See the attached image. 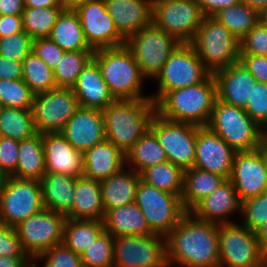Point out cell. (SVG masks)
<instances>
[{"mask_svg":"<svg viewBox=\"0 0 267 267\" xmlns=\"http://www.w3.org/2000/svg\"><path fill=\"white\" fill-rule=\"evenodd\" d=\"M165 239L168 267H219L218 224L186 212Z\"/></svg>","mask_w":267,"mask_h":267,"instance_id":"1","label":"cell"},{"mask_svg":"<svg viewBox=\"0 0 267 267\" xmlns=\"http://www.w3.org/2000/svg\"><path fill=\"white\" fill-rule=\"evenodd\" d=\"M102 114L106 140L126 154L149 130L156 105L151 98L116 99Z\"/></svg>","mask_w":267,"mask_h":267,"instance_id":"2","label":"cell"},{"mask_svg":"<svg viewBox=\"0 0 267 267\" xmlns=\"http://www.w3.org/2000/svg\"><path fill=\"white\" fill-rule=\"evenodd\" d=\"M216 99V81L209 73L199 83L167 92L155 104L156 113L170 121L207 126Z\"/></svg>","mask_w":267,"mask_h":267,"instance_id":"3","label":"cell"},{"mask_svg":"<svg viewBox=\"0 0 267 267\" xmlns=\"http://www.w3.org/2000/svg\"><path fill=\"white\" fill-rule=\"evenodd\" d=\"M104 81L115 99H144V77L130 49L124 44L118 47L94 50Z\"/></svg>","mask_w":267,"mask_h":267,"instance_id":"4","label":"cell"},{"mask_svg":"<svg viewBox=\"0 0 267 267\" xmlns=\"http://www.w3.org/2000/svg\"><path fill=\"white\" fill-rule=\"evenodd\" d=\"M207 126L236 152L257 149L267 135L244 109L218 99L215 100Z\"/></svg>","mask_w":267,"mask_h":267,"instance_id":"5","label":"cell"},{"mask_svg":"<svg viewBox=\"0 0 267 267\" xmlns=\"http://www.w3.org/2000/svg\"><path fill=\"white\" fill-rule=\"evenodd\" d=\"M210 72L239 62L240 41L212 16H205L191 42Z\"/></svg>","mask_w":267,"mask_h":267,"instance_id":"6","label":"cell"},{"mask_svg":"<svg viewBox=\"0 0 267 267\" xmlns=\"http://www.w3.org/2000/svg\"><path fill=\"white\" fill-rule=\"evenodd\" d=\"M219 267H264L267 253L256 232L232 222L218 225Z\"/></svg>","mask_w":267,"mask_h":267,"instance_id":"7","label":"cell"},{"mask_svg":"<svg viewBox=\"0 0 267 267\" xmlns=\"http://www.w3.org/2000/svg\"><path fill=\"white\" fill-rule=\"evenodd\" d=\"M135 203L144 214L151 232L164 238L186 213L181 197L157 189L141 179L137 186Z\"/></svg>","mask_w":267,"mask_h":267,"instance_id":"8","label":"cell"},{"mask_svg":"<svg viewBox=\"0 0 267 267\" xmlns=\"http://www.w3.org/2000/svg\"><path fill=\"white\" fill-rule=\"evenodd\" d=\"M180 42L153 24L130 36L125 45L130 49L144 78L155 80L164 63Z\"/></svg>","mask_w":267,"mask_h":267,"instance_id":"9","label":"cell"},{"mask_svg":"<svg viewBox=\"0 0 267 267\" xmlns=\"http://www.w3.org/2000/svg\"><path fill=\"white\" fill-rule=\"evenodd\" d=\"M209 73L192 44L180 43L155 78L158 92L150 98L156 104L167 92L199 83Z\"/></svg>","mask_w":267,"mask_h":267,"instance_id":"10","label":"cell"},{"mask_svg":"<svg viewBox=\"0 0 267 267\" xmlns=\"http://www.w3.org/2000/svg\"><path fill=\"white\" fill-rule=\"evenodd\" d=\"M44 208L39 180L5 177L0 191V221L11 227Z\"/></svg>","mask_w":267,"mask_h":267,"instance_id":"11","label":"cell"},{"mask_svg":"<svg viewBox=\"0 0 267 267\" xmlns=\"http://www.w3.org/2000/svg\"><path fill=\"white\" fill-rule=\"evenodd\" d=\"M204 14L196 0H153L152 24L180 43H191Z\"/></svg>","mask_w":267,"mask_h":267,"instance_id":"12","label":"cell"},{"mask_svg":"<svg viewBox=\"0 0 267 267\" xmlns=\"http://www.w3.org/2000/svg\"><path fill=\"white\" fill-rule=\"evenodd\" d=\"M65 221L64 216L43 208L15 227L24 252L33 262L54 245L62 243Z\"/></svg>","mask_w":267,"mask_h":267,"instance_id":"13","label":"cell"},{"mask_svg":"<svg viewBox=\"0 0 267 267\" xmlns=\"http://www.w3.org/2000/svg\"><path fill=\"white\" fill-rule=\"evenodd\" d=\"M200 126L175 122L155 114L150 129L164 149L167 160L183 171L194 167L197 130Z\"/></svg>","mask_w":267,"mask_h":267,"instance_id":"14","label":"cell"},{"mask_svg":"<svg viewBox=\"0 0 267 267\" xmlns=\"http://www.w3.org/2000/svg\"><path fill=\"white\" fill-rule=\"evenodd\" d=\"M113 267H168L166 239L157 234L114 237Z\"/></svg>","mask_w":267,"mask_h":267,"instance_id":"15","label":"cell"},{"mask_svg":"<svg viewBox=\"0 0 267 267\" xmlns=\"http://www.w3.org/2000/svg\"><path fill=\"white\" fill-rule=\"evenodd\" d=\"M78 107L79 103L72 88L55 87L36 94L32 104L36 132H60Z\"/></svg>","mask_w":267,"mask_h":267,"instance_id":"16","label":"cell"},{"mask_svg":"<svg viewBox=\"0 0 267 267\" xmlns=\"http://www.w3.org/2000/svg\"><path fill=\"white\" fill-rule=\"evenodd\" d=\"M88 45L93 49L118 47L125 39L118 33L105 0H89L75 10Z\"/></svg>","mask_w":267,"mask_h":267,"instance_id":"17","label":"cell"},{"mask_svg":"<svg viewBox=\"0 0 267 267\" xmlns=\"http://www.w3.org/2000/svg\"><path fill=\"white\" fill-rule=\"evenodd\" d=\"M236 151L208 126L197 130L194 167L229 179Z\"/></svg>","mask_w":267,"mask_h":267,"instance_id":"18","label":"cell"},{"mask_svg":"<svg viewBox=\"0 0 267 267\" xmlns=\"http://www.w3.org/2000/svg\"><path fill=\"white\" fill-rule=\"evenodd\" d=\"M229 179L241 203L267 192V170L258 148L235 153Z\"/></svg>","mask_w":267,"mask_h":267,"instance_id":"19","label":"cell"},{"mask_svg":"<svg viewBox=\"0 0 267 267\" xmlns=\"http://www.w3.org/2000/svg\"><path fill=\"white\" fill-rule=\"evenodd\" d=\"M60 133L75 150L84 153L106 139L102 110L79 106Z\"/></svg>","mask_w":267,"mask_h":267,"instance_id":"20","label":"cell"},{"mask_svg":"<svg viewBox=\"0 0 267 267\" xmlns=\"http://www.w3.org/2000/svg\"><path fill=\"white\" fill-rule=\"evenodd\" d=\"M46 172L67 176L83 174V153L60 133H42Z\"/></svg>","mask_w":267,"mask_h":267,"instance_id":"21","label":"cell"},{"mask_svg":"<svg viewBox=\"0 0 267 267\" xmlns=\"http://www.w3.org/2000/svg\"><path fill=\"white\" fill-rule=\"evenodd\" d=\"M217 85V99L245 109L256 79L239 61L213 73Z\"/></svg>","mask_w":267,"mask_h":267,"instance_id":"22","label":"cell"},{"mask_svg":"<svg viewBox=\"0 0 267 267\" xmlns=\"http://www.w3.org/2000/svg\"><path fill=\"white\" fill-rule=\"evenodd\" d=\"M118 33L127 40L152 24L153 0H105Z\"/></svg>","mask_w":267,"mask_h":267,"instance_id":"23","label":"cell"},{"mask_svg":"<svg viewBox=\"0 0 267 267\" xmlns=\"http://www.w3.org/2000/svg\"><path fill=\"white\" fill-rule=\"evenodd\" d=\"M236 212L241 213V202L230 179H226L191 211L198 219L218 225L232 223L229 216Z\"/></svg>","mask_w":267,"mask_h":267,"instance_id":"24","label":"cell"},{"mask_svg":"<svg viewBox=\"0 0 267 267\" xmlns=\"http://www.w3.org/2000/svg\"><path fill=\"white\" fill-rule=\"evenodd\" d=\"M79 106L105 109L116 99L102 77L97 62L92 58L83 68L73 86Z\"/></svg>","mask_w":267,"mask_h":267,"instance_id":"25","label":"cell"},{"mask_svg":"<svg viewBox=\"0 0 267 267\" xmlns=\"http://www.w3.org/2000/svg\"><path fill=\"white\" fill-rule=\"evenodd\" d=\"M125 164V153L105 139L83 153L82 175L101 182L119 172Z\"/></svg>","mask_w":267,"mask_h":267,"instance_id":"26","label":"cell"},{"mask_svg":"<svg viewBox=\"0 0 267 267\" xmlns=\"http://www.w3.org/2000/svg\"><path fill=\"white\" fill-rule=\"evenodd\" d=\"M40 182L44 208L72 219L76 177L46 172Z\"/></svg>","mask_w":267,"mask_h":267,"instance_id":"27","label":"cell"},{"mask_svg":"<svg viewBox=\"0 0 267 267\" xmlns=\"http://www.w3.org/2000/svg\"><path fill=\"white\" fill-rule=\"evenodd\" d=\"M140 179V174L125 166L116 174L101 181L100 186L105 213L112 208L134 203Z\"/></svg>","mask_w":267,"mask_h":267,"instance_id":"28","label":"cell"},{"mask_svg":"<svg viewBox=\"0 0 267 267\" xmlns=\"http://www.w3.org/2000/svg\"><path fill=\"white\" fill-rule=\"evenodd\" d=\"M103 223L104 229L113 237L153 234L144 214L135 202L108 210Z\"/></svg>","mask_w":267,"mask_h":267,"instance_id":"29","label":"cell"},{"mask_svg":"<svg viewBox=\"0 0 267 267\" xmlns=\"http://www.w3.org/2000/svg\"><path fill=\"white\" fill-rule=\"evenodd\" d=\"M104 217L100 182L84 175L76 177L72 219L103 221Z\"/></svg>","mask_w":267,"mask_h":267,"instance_id":"30","label":"cell"},{"mask_svg":"<svg viewBox=\"0 0 267 267\" xmlns=\"http://www.w3.org/2000/svg\"><path fill=\"white\" fill-rule=\"evenodd\" d=\"M225 180L220 174L195 167L185 170L181 200L186 212H191Z\"/></svg>","mask_w":267,"mask_h":267,"instance_id":"31","label":"cell"},{"mask_svg":"<svg viewBox=\"0 0 267 267\" xmlns=\"http://www.w3.org/2000/svg\"><path fill=\"white\" fill-rule=\"evenodd\" d=\"M46 173L42 133L19 141L18 164L13 177L41 181Z\"/></svg>","mask_w":267,"mask_h":267,"instance_id":"32","label":"cell"},{"mask_svg":"<svg viewBox=\"0 0 267 267\" xmlns=\"http://www.w3.org/2000/svg\"><path fill=\"white\" fill-rule=\"evenodd\" d=\"M49 38L64 51L93 50L85 39L79 15L75 10L63 9L60 12Z\"/></svg>","mask_w":267,"mask_h":267,"instance_id":"33","label":"cell"},{"mask_svg":"<svg viewBox=\"0 0 267 267\" xmlns=\"http://www.w3.org/2000/svg\"><path fill=\"white\" fill-rule=\"evenodd\" d=\"M126 165L140 174L148 167L167 161L164 149L155 133L149 128L125 154Z\"/></svg>","mask_w":267,"mask_h":267,"instance_id":"34","label":"cell"},{"mask_svg":"<svg viewBox=\"0 0 267 267\" xmlns=\"http://www.w3.org/2000/svg\"><path fill=\"white\" fill-rule=\"evenodd\" d=\"M104 230L103 221L66 219L62 243L81 255Z\"/></svg>","mask_w":267,"mask_h":267,"instance_id":"35","label":"cell"},{"mask_svg":"<svg viewBox=\"0 0 267 267\" xmlns=\"http://www.w3.org/2000/svg\"><path fill=\"white\" fill-rule=\"evenodd\" d=\"M259 12L242 1L222 10L214 17L225 26L239 41L258 23Z\"/></svg>","mask_w":267,"mask_h":267,"instance_id":"36","label":"cell"},{"mask_svg":"<svg viewBox=\"0 0 267 267\" xmlns=\"http://www.w3.org/2000/svg\"><path fill=\"white\" fill-rule=\"evenodd\" d=\"M140 177L142 181L157 189L182 196L184 171L168 160L143 170Z\"/></svg>","mask_w":267,"mask_h":267,"instance_id":"37","label":"cell"},{"mask_svg":"<svg viewBox=\"0 0 267 267\" xmlns=\"http://www.w3.org/2000/svg\"><path fill=\"white\" fill-rule=\"evenodd\" d=\"M36 133L32 109L4 107L0 113V136L21 141Z\"/></svg>","mask_w":267,"mask_h":267,"instance_id":"38","label":"cell"},{"mask_svg":"<svg viewBox=\"0 0 267 267\" xmlns=\"http://www.w3.org/2000/svg\"><path fill=\"white\" fill-rule=\"evenodd\" d=\"M22 71V80L35 95L57 87L53 70L34 51H31L22 62Z\"/></svg>","mask_w":267,"mask_h":267,"instance_id":"39","label":"cell"},{"mask_svg":"<svg viewBox=\"0 0 267 267\" xmlns=\"http://www.w3.org/2000/svg\"><path fill=\"white\" fill-rule=\"evenodd\" d=\"M63 6L46 8L25 7L22 13L23 30L32 38L49 37Z\"/></svg>","mask_w":267,"mask_h":267,"instance_id":"40","label":"cell"},{"mask_svg":"<svg viewBox=\"0 0 267 267\" xmlns=\"http://www.w3.org/2000/svg\"><path fill=\"white\" fill-rule=\"evenodd\" d=\"M93 53L94 50L65 51L53 71L56 86L73 88L81 71L93 58Z\"/></svg>","mask_w":267,"mask_h":267,"instance_id":"41","label":"cell"},{"mask_svg":"<svg viewBox=\"0 0 267 267\" xmlns=\"http://www.w3.org/2000/svg\"><path fill=\"white\" fill-rule=\"evenodd\" d=\"M114 237L104 230L80 255L83 267H113Z\"/></svg>","mask_w":267,"mask_h":267,"instance_id":"42","label":"cell"},{"mask_svg":"<svg viewBox=\"0 0 267 267\" xmlns=\"http://www.w3.org/2000/svg\"><path fill=\"white\" fill-rule=\"evenodd\" d=\"M35 94L22 80L0 79V101L4 107L32 109Z\"/></svg>","mask_w":267,"mask_h":267,"instance_id":"43","label":"cell"},{"mask_svg":"<svg viewBox=\"0 0 267 267\" xmlns=\"http://www.w3.org/2000/svg\"><path fill=\"white\" fill-rule=\"evenodd\" d=\"M242 224L256 232L267 221V192L241 203Z\"/></svg>","mask_w":267,"mask_h":267,"instance_id":"44","label":"cell"},{"mask_svg":"<svg viewBox=\"0 0 267 267\" xmlns=\"http://www.w3.org/2000/svg\"><path fill=\"white\" fill-rule=\"evenodd\" d=\"M42 267H83L81 256L66 247L63 243L54 245L35 261L34 265L38 267L37 261H44Z\"/></svg>","mask_w":267,"mask_h":267,"instance_id":"45","label":"cell"},{"mask_svg":"<svg viewBox=\"0 0 267 267\" xmlns=\"http://www.w3.org/2000/svg\"><path fill=\"white\" fill-rule=\"evenodd\" d=\"M32 40L24 30L8 37L0 38V56L23 62L32 51Z\"/></svg>","mask_w":267,"mask_h":267,"instance_id":"46","label":"cell"},{"mask_svg":"<svg viewBox=\"0 0 267 267\" xmlns=\"http://www.w3.org/2000/svg\"><path fill=\"white\" fill-rule=\"evenodd\" d=\"M244 110L267 132V84L256 81Z\"/></svg>","mask_w":267,"mask_h":267,"instance_id":"47","label":"cell"},{"mask_svg":"<svg viewBox=\"0 0 267 267\" xmlns=\"http://www.w3.org/2000/svg\"><path fill=\"white\" fill-rule=\"evenodd\" d=\"M240 54L267 56V28L260 22L240 41Z\"/></svg>","mask_w":267,"mask_h":267,"instance_id":"48","label":"cell"},{"mask_svg":"<svg viewBox=\"0 0 267 267\" xmlns=\"http://www.w3.org/2000/svg\"><path fill=\"white\" fill-rule=\"evenodd\" d=\"M32 51L41 58L53 71L63 57L64 50L49 37L32 40Z\"/></svg>","mask_w":267,"mask_h":267,"instance_id":"49","label":"cell"},{"mask_svg":"<svg viewBox=\"0 0 267 267\" xmlns=\"http://www.w3.org/2000/svg\"><path fill=\"white\" fill-rule=\"evenodd\" d=\"M19 141L0 136V172L5 176H13L18 164Z\"/></svg>","mask_w":267,"mask_h":267,"instance_id":"50","label":"cell"},{"mask_svg":"<svg viewBox=\"0 0 267 267\" xmlns=\"http://www.w3.org/2000/svg\"><path fill=\"white\" fill-rule=\"evenodd\" d=\"M0 256L28 257L24 252L15 227L0 221Z\"/></svg>","mask_w":267,"mask_h":267,"instance_id":"51","label":"cell"},{"mask_svg":"<svg viewBox=\"0 0 267 267\" xmlns=\"http://www.w3.org/2000/svg\"><path fill=\"white\" fill-rule=\"evenodd\" d=\"M239 61L258 82L267 84V56L240 54Z\"/></svg>","mask_w":267,"mask_h":267,"instance_id":"52","label":"cell"},{"mask_svg":"<svg viewBox=\"0 0 267 267\" xmlns=\"http://www.w3.org/2000/svg\"><path fill=\"white\" fill-rule=\"evenodd\" d=\"M22 77V62L0 56V79L17 80L22 79Z\"/></svg>","mask_w":267,"mask_h":267,"instance_id":"53","label":"cell"},{"mask_svg":"<svg viewBox=\"0 0 267 267\" xmlns=\"http://www.w3.org/2000/svg\"><path fill=\"white\" fill-rule=\"evenodd\" d=\"M23 31L22 15H0V38Z\"/></svg>","mask_w":267,"mask_h":267,"instance_id":"54","label":"cell"},{"mask_svg":"<svg viewBox=\"0 0 267 267\" xmlns=\"http://www.w3.org/2000/svg\"><path fill=\"white\" fill-rule=\"evenodd\" d=\"M204 16H213L219 10L233 6L241 0H196Z\"/></svg>","mask_w":267,"mask_h":267,"instance_id":"55","label":"cell"},{"mask_svg":"<svg viewBox=\"0 0 267 267\" xmlns=\"http://www.w3.org/2000/svg\"><path fill=\"white\" fill-rule=\"evenodd\" d=\"M24 0H0V15H22Z\"/></svg>","mask_w":267,"mask_h":267,"instance_id":"56","label":"cell"},{"mask_svg":"<svg viewBox=\"0 0 267 267\" xmlns=\"http://www.w3.org/2000/svg\"><path fill=\"white\" fill-rule=\"evenodd\" d=\"M34 262L29 257L0 256V267H32Z\"/></svg>","mask_w":267,"mask_h":267,"instance_id":"57","label":"cell"},{"mask_svg":"<svg viewBox=\"0 0 267 267\" xmlns=\"http://www.w3.org/2000/svg\"><path fill=\"white\" fill-rule=\"evenodd\" d=\"M25 7L46 8L52 6H62L60 0H24Z\"/></svg>","mask_w":267,"mask_h":267,"instance_id":"58","label":"cell"},{"mask_svg":"<svg viewBox=\"0 0 267 267\" xmlns=\"http://www.w3.org/2000/svg\"><path fill=\"white\" fill-rule=\"evenodd\" d=\"M256 236L261 247L267 253V221L256 231Z\"/></svg>","mask_w":267,"mask_h":267,"instance_id":"59","label":"cell"},{"mask_svg":"<svg viewBox=\"0 0 267 267\" xmlns=\"http://www.w3.org/2000/svg\"><path fill=\"white\" fill-rule=\"evenodd\" d=\"M64 9L76 10L79 6L85 4L89 0H60Z\"/></svg>","mask_w":267,"mask_h":267,"instance_id":"60","label":"cell"},{"mask_svg":"<svg viewBox=\"0 0 267 267\" xmlns=\"http://www.w3.org/2000/svg\"><path fill=\"white\" fill-rule=\"evenodd\" d=\"M243 3L256 9L258 12L267 7V0H241Z\"/></svg>","mask_w":267,"mask_h":267,"instance_id":"61","label":"cell"},{"mask_svg":"<svg viewBox=\"0 0 267 267\" xmlns=\"http://www.w3.org/2000/svg\"><path fill=\"white\" fill-rule=\"evenodd\" d=\"M259 153L264 160L265 167L267 170V135L263 138L262 142L260 143L258 147Z\"/></svg>","mask_w":267,"mask_h":267,"instance_id":"62","label":"cell"},{"mask_svg":"<svg viewBox=\"0 0 267 267\" xmlns=\"http://www.w3.org/2000/svg\"><path fill=\"white\" fill-rule=\"evenodd\" d=\"M258 22L267 28V7L259 11Z\"/></svg>","mask_w":267,"mask_h":267,"instance_id":"63","label":"cell"},{"mask_svg":"<svg viewBox=\"0 0 267 267\" xmlns=\"http://www.w3.org/2000/svg\"><path fill=\"white\" fill-rule=\"evenodd\" d=\"M5 176L0 172V191L2 189V185L4 183Z\"/></svg>","mask_w":267,"mask_h":267,"instance_id":"64","label":"cell"},{"mask_svg":"<svg viewBox=\"0 0 267 267\" xmlns=\"http://www.w3.org/2000/svg\"><path fill=\"white\" fill-rule=\"evenodd\" d=\"M3 108H4V105H3V103L0 101V113H1V111H2Z\"/></svg>","mask_w":267,"mask_h":267,"instance_id":"65","label":"cell"}]
</instances>
